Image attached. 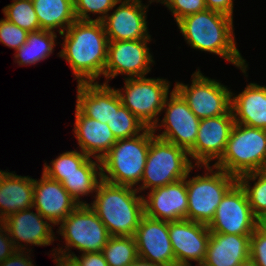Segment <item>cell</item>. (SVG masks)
<instances>
[{"mask_svg": "<svg viewBox=\"0 0 266 266\" xmlns=\"http://www.w3.org/2000/svg\"><path fill=\"white\" fill-rule=\"evenodd\" d=\"M60 35L65 39L58 54L69 63L78 84L104 75L108 38L101 21L76 20Z\"/></svg>", "mask_w": 266, "mask_h": 266, "instance_id": "1", "label": "cell"}, {"mask_svg": "<svg viewBox=\"0 0 266 266\" xmlns=\"http://www.w3.org/2000/svg\"><path fill=\"white\" fill-rule=\"evenodd\" d=\"M177 25L191 48L219 55L247 76L248 64L236 47L231 16L206 9L180 19Z\"/></svg>", "mask_w": 266, "mask_h": 266, "instance_id": "2", "label": "cell"}, {"mask_svg": "<svg viewBox=\"0 0 266 266\" xmlns=\"http://www.w3.org/2000/svg\"><path fill=\"white\" fill-rule=\"evenodd\" d=\"M136 188L104 180L98 183L95 200L88 204L111 236H134L145 215L144 196Z\"/></svg>", "mask_w": 266, "mask_h": 266, "instance_id": "3", "label": "cell"}, {"mask_svg": "<svg viewBox=\"0 0 266 266\" xmlns=\"http://www.w3.org/2000/svg\"><path fill=\"white\" fill-rule=\"evenodd\" d=\"M154 136L153 129L147 127L137 136L118 139L100 160L102 180L134 188L142 180Z\"/></svg>", "mask_w": 266, "mask_h": 266, "instance_id": "4", "label": "cell"}, {"mask_svg": "<svg viewBox=\"0 0 266 266\" xmlns=\"http://www.w3.org/2000/svg\"><path fill=\"white\" fill-rule=\"evenodd\" d=\"M214 166L237 178L266 170V130L234 123L225 151Z\"/></svg>", "mask_w": 266, "mask_h": 266, "instance_id": "5", "label": "cell"}, {"mask_svg": "<svg viewBox=\"0 0 266 266\" xmlns=\"http://www.w3.org/2000/svg\"><path fill=\"white\" fill-rule=\"evenodd\" d=\"M186 176L188 194L187 220L208 225L213 219L216 208L225 194L237 183V177L228 174L218 167L205 165L204 176ZM213 169H216L215 171Z\"/></svg>", "mask_w": 266, "mask_h": 266, "instance_id": "6", "label": "cell"}, {"mask_svg": "<svg viewBox=\"0 0 266 266\" xmlns=\"http://www.w3.org/2000/svg\"><path fill=\"white\" fill-rule=\"evenodd\" d=\"M59 225L57 233L63 236L66 246L65 249L55 248L52 255L72 258L73 252H70V248L73 247L82 253L102 252L111 237L106 226L88 204L78 205Z\"/></svg>", "mask_w": 266, "mask_h": 266, "instance_id": "7", "label": "cell"}, {"mask_svg": "<svg viewBox=\"0 0 266 266\" xmlns=\"http://www.w3.org/2000/svg\"><path fill=\"white\" fill-rule=\"evenodd\" d=\"M193 166L186 150L154 136L142 175L143 183L136 189L139 192L147 188L152 190L186 178Z\"/></svg>", "mask_w": 266, "mask_h": 266, "instance_id": "8", "label": "cell"}, {"mask_svg": "<svg viewBox=\"0 0 266 266\" xmlns=\"http://www.w3.org/2000/svg\"><path fill=\"white\" fill-rule=\"evenodd\" d=\"M170 83L162 78H125V87L116 89L122 105L129 109L148 128L159 123L157 117L163 111L169 94ZM124 94H123V93Z\"/></svg>", "mask_w": 266, "mask_h": 266, "instance_id": "9", "label": "cell"}, {"mask_svg": "<svg viewBox=\"0 0 266 266\" xmlns=\"http://www.w3.org/2000/svg\"><path fill=\"white\" fill-rule=\"evenodd\" d=\"M174 89L199 118L227 114L231 110V91L218 80L205 77L200 70L192 74V84L176 82Z\"/></svg>", "mask_w": 266, "mask_h": 266, "instance_id": "10", "label": "cell"}, {"mask_svg": "<svg viewBox=\"0 0 266 266\" xmlns=\"http://www.w3.org/2000/svg\"><path fill=\"white\" fill-rule=\"evenodd\" d=\"M257 220L245 190L237 182L222 198L207 227L211 233L252 235Z\"/></svg>", "mask_w": 266, "mask_h": 266, "instance_id": "11", "label": "cell"}, {"mask_svg": "<svg viewBox=\"0 0 266 266\" xmlns=\"http://www.w3.org/2000/svg\"><path fill=\"white\" fill-rule=\"evenodd\" d=\"M162 109H166L164 118L161 124H155L152 129L154 132L158 127L165 129L155 136L189 152L194 147L200 119L190 110L187 102L174 88L170 93V99L167 96Z\"/></svg>", "mask_w": 266, "mask_h": 266, "instance_id": "12", "label": "cell"}, {"mask_svg": "<svg viewBox=\"0 0 266 266\" xmlns=\"http://www.w3.org/2000/svg\"><path fill=\"white\" fill-rule=\"evenodd\" d=\"M151 39L108 41L107 61L104 77L109 79L118 74H125L128 78L144 77L151 70L154 63L147 43Z\"/></svg>", "mask_w": 266, "mask_h": 266, "instance_id": "13", "label": "cell"}, {"mask_svg": "<svg viewBox=\"0 0 266 266\" xmlns=\"http://www.w3.org/2000/svg\"><path fill=\"white\" fill-rule=\"evenodd\" d=\"M234 123L232 110L224 115L200 119L194 147L188 152L192 160H196L195 166L202 168L222 157Z\"/></svg>", "mask_w": 266, "mask_h": 266, "instance_id": "14", "label": "cell"}, {"mask_svg": "<svg viewBox=\"0 0 266 266\" xmlns=\"http://www.w3.org/2000/svg\"><path fill=\"white\" fill-rule=\"evenodd\" d=\"M168 230L176 266L190 265V260L204 262L211 234L206 224L183 219L168 222Z\"/></svg>", "mask_w": 266, "mask_h": 266, "instance_id": "15", "label": "cell"}, {"mask_svg": "<svg viewBox=\"0 0 266 266\" xmlns=\"http://www.w3.org/2000/svg\"><path fill=\"white\" fill-rule=\"evenodd\" d=\"M120 3L101 21L108 41L151 39L146 21L148 5L136 0H120Z\"/></svg>", "mask_w": 266, "mask_h": 266, "instance_id": "16", "label": "cell"}, {"mask_svg": "<svg viewBox=\"0 0 266 266\" xmlns=\"http://www.w3.org/2000/svg\"><path fill=\"white\" fill-rule=\"evenodd\" d=\"M133 237L139 257L160 266H176L168 222L144 215Z\"/></svg>", "mask_w": 266, "mask_h": 266, "instance_id": "17", "label": "cell"}, {"mask_svg": "<svg viewBox=\"0 0 266 266\" xmlns=\"http://www.w3.org/2000/svg\"><path fill=\"white\" fill-rule=\"evenodd\" d=\"M144 211L147 217L166 222L187 219L186 178L150 190L144 197Z\"/></svg>", "mask_w": 266, "mask_h": 266, "instance_id": "18", "label": "cell"}, {"mask_svg": "<svg viewBox=\"0 0 266 266\" xmlns=\"http://www.w3.org/2000/svg\"><path fill=\"white\" fill-rule=\"evenodd\" d=\"M31 209L11 214L2 221L16 250H26L27 248L24 246L27 247L29 244L38 247L51 245L54 242L55 233L52 230L51 222H48L49 220L44 218L37 210L36 213L31 212ZM19 241L28 245H23Z\"/></svg>", "mask_w": 266, "mask_h": 266, "instance_id": "19", "label": "cell"}, {"mask_svg": "<svg viewBox=\"0 0 266 266\" xmlns=\"http://www.w3.org/2000/svg\"><path fill=\"white\" fill-rule=\"evenodd\" d=\"M33 208L51 224H60L79 204L63 185L42 173L34 179Z\"/></svg>", "mask_w": 266, "mask_h": 266, "instance_id": "20", "label": "cell"}, {"mask_svg": "<svg viewBox=\"0 0 266 266\" xmlns=\"http://www.w3.org/2000/svg\"><path fill=\"white\" fill-rule=\"evenodd\" d=\"M74 133L81 152L89 157L101 158L116 143L113 132L107 123L89 118L75 108Z\"/></svg>", "mask_w": 266, "mask_h": 266, "instance_id": "21", "label": "cell"}, {"mask_svg": "<svg viewBox=\"0 0 266 266\" xmlns=\"http://www.w3.org/2000/svg\"><path fill=\"white\" fill-rule=\"evenodd\" d=\"M251 235L211 233L204 266H238L250 257Z\"/></svg>", "mask_w": 266, "mask_h": 266, "instance_id": "22", "label": "cell"}, {"mask_svg": "<svg viewBox=\"0 0 266 266\" xmlns=\"http://www.w3.org/2000/svg\"><path fill=\"white\" fill-rule=\"evenodd\" d=\"M233 95L231 93L234 122L266 130V86L250 83L241 93Z\"/></svg>", "mask_w": 266, "mask_h": 266, "instance_id": "23", "label": "cell"}, {"mask_svg": "<svg viewBox=\"0 0 266 266\" xmlns=\"http://www.w3.org/2000/svg\"><path fill=\"white\" fill-rule=\"evenodd\" d=\"M34 179L6 172L0 182V221L33 208Z\"/></svg>", "mask_w": 266, "mask_h": 266, "instance_id": "24", "label": "cell"}, {"mask_svg": "<svg viewBox=\"0 0 266 266\" xmlns=\"http://www.w3.org/2000/svg\"><path fill=\"white\" fill-rule=\"evenodd\" d=\"M76 101V108L89 118L108 123L113 116V88L107 83H79Z\"/></svg>", "mask_w": 266, "mask_h": 266, "instance_id": "25", "label": "cell"}, {"mask_svg": "<svg viewBox=\"0 0 266 266\" xmlns=\"http://www.w3.org/2000/svg\"><path fill=\"white\" fill-rule=\"evenodd\" d=\"M40 28L59 34L76 21L73 0H32Z\"/></svg>", "mask_w": 266, "mask_h": 266, "instance_id": "26", "label": "cell"}, {"mask_svg": "<svg viewBox=\"0 0 266 266\" xmlns=\"http://www.w3.org/2000/svg\"><path fill=\"white\" fill-rule=\"evenodd\" d=\"M102 180L101 163L99 159L91 157L78 168V172L72 173L61 182L67 192L80 204H88L80 201V197L95 193L98 183Z\"/></svg>", "mask_w": 266, "mask_h": 266, "instance_id": "27", "label": "cell"}, {"mask_svg": "<svg viewBox=\"0 0 266 266\" xmlns=\"http://www.w3.org/2000/svg\"><path fill=\"white\" fill-rule=\"evenodd\" d=\"M57 35L50 30H37L28 33L27 40L15 54L19 66L32 65L50 56L55 47Z\"/></svg>", "mask_w": 266, "mask_h": 266, "instance_id": "28", "label": "cell"}, {"mask_svg": "<svg viewBox=\"0 0 266 266\" xmlns=\"http://www.w3.org/2000/svg\"><path fill=\"white\" fill-rule=\"evenodd\" d=\"M107 124L117 140L137 136L147 128L129 109L122 105L120 96L114 88L113 116Z\"/></svg>", "mask_w": 266, "mask_h": 266, "instance_id": "29", "label": "cell"}, {"mask_svg": "<svg viewBox=\"0 0 266 266\" xmlns=\"http://www.w3.org/2000/svg\"><path fill=\"white\" fill-rule=\"evenodd\" d=\"M102 254L108 266H127L139 257L133 236H111Z\"/></svg>", "mask_w": 266, "mask_h": 266, "instance_id": "30", "label": "cell"}, {"mask_svg": "<svg viewBox=\"0 0 266 266\" xmlns=\"http://www.w3.org/2000/svg\"><path fill=\"white\" fill-rule=\"evenodd\" d=\"M253 187L250 181H256ZM237 182L245 190L253 214L258 219L266 213V170L243 174Z\"/></svg>", "mask_w": 266, "mask_h": 266, "instance_id": "31", "label": "cell"}, {"mask_svg": "<svg viewBox=\"0 0 266 266\" xmlns=\"http://www.w3.org/2000/svg\"><path fill=\"white\" fill-rule=\"evenodd\" d=\"M89 158V156L81 151H66L52 160L50 163L51 166L45 163L43 173L49 178L61 183L66 176L78 172V168Z\"/></svg>", "mask_w": 266, "mask_h": 266, "instance_id": "32", "label": "cell"}, {"mask_svg": "<svg viewBox=\"0 0 266 266\" xmlns=\"http://www.w3.org/2000/svg\"><path fill=\"white\" fill-rule=\"evenodd\" d=\"M2 11L8 21L27 32L41 29L32 0H13Z\"/></svg>", "mask_w": 266, "mask_h": 266, "instance_id": "33", "label": "cell"}, {"mask_svg": "<svg viewBox=\"0 0 266 266\" xmlns=\"http://www.w3.org/2000/svg\"><path fill=\"white\" fill-rule=\"evenodd\" d=\"M76 20L102 21L110 10H113L120 0H73ZM90 13L99 14L96 19H91Z\"/></svg>", "mask_w": 266, "mask_h": 266, "instance_id": "34", "label": "cell"}, {"mask_svg": "<svg viewBox=\"0 0 266 266\" xmlns=\"http://www.w3.org/2000/svg\"><path fill=\"white\" fill-rule=\"evenodd\" d=\"M28 33L6 18L0 20V42L5 46L17 50L26 42Z\"/></svg>", "mask_w": 266, "mask_h": 266, "instance_id": "35", "label": "cell"}, {"mask_svg": "<svg viewBox=\"0 0 266 266\" xmlns=\"http://www.w3.org/2000/svg\"><path fill=\"white\" fill-rule=\"evenodd\" d=\"M165 6L174 15L176 23L186 16L207 9L204 0H166Z\"/></svg>", "mask_w": 266, "mask_h": 266, "instance_id": "36", "label": "cell"}, {"mask_svg": "<svg viewBox=\"0 0 266 266\" xmlns=\"http://www.w3.org/2000/svg\"><path fill=\"white\" fill-rule=\"evenodd\" d=\"M250 257L257 266H266V234L258 227L250 237Z\"/></svg>", "mask_w": 266, "mask_h": 266, "instance_id": "37", "label": "cell"}, {"mask_svg": "<svg viewBox=\"0 0 266 266\" xmlns=\"http://www.w3.org/2000/svg\"><path fill=\"white\" fill-rule=\"evenodd\" d=\"M72 259L78 266H108L102 252L82 253L79 257L73 253Z\"/></svg>", "mask_w": 266, "mask_h": 266, "instance_id": "38", "label": "cell"}, {"mask_svg": "<svg viewBox=\"0 0 266 266\" xmlns=\"http://www.w3.org/2000/svg\"><path fill=\"white\" fill-rule=\"evenodd\" d=\"M15 251L8 230L0 221V263L9 258Z\"/></svg>", "mask_w": 266, "mask_h": 266, "instance_id": "39", "label": "cell"}, {"mask_svg": "<svg viewBox=\"0 0 266 266\" xmlns=\"http://www.w3.org/2000/svg\"><path fill=\"white\" fill-rule=\"evenodd\" d=\"M26 253L24 250H16L9 258L1 262L0 266H34L30 256Z\"/></svg>", "mask_w": 266, "mask_h": 266, "instance_id": "40", "label": "cell"}, {"mask_svg": "<svg viewBox=\"0 0 266 266\" xmlns=\"http://www.w3.org/2000/svg\"><path fill=\"white\" fill-rule=\"evenodd\" d=\"M207 9L214 10L233 18V0H204Z\"/></svg>", "mask_w": 266, "mask_h": 266, "instance_id": "41", "label": "cell"}, {"mask_svg": "<svg viewBox=\"0 0 266 266\" xmlns=\"http://www.w3.org/2000/svg\"><path fill=\"white\" fill-rule=\"evenodd\" d=\"M56 266H78L72 258L54 255Z\"/></svg>", "mask_w": 266, "mask_h": 266, "instance_id": "42", "label": "cell"}, {"mask_svg": "<svg viewBox=\"0 0 266 266\" xmlns=\"http://www.w3.org/2000/svg\"><path fill=\"white\" fill-rule=\"evenodd\" d=\"M127 266H160L159 264L152 263L149 260L143 259L141 257H138L135 259L132 263H130Z\"/></svg>", "mask_w": 266, "mask_h": 266, "instance_id": "43", "label": "cell"}, {"mask_svg": "<svg viewBox=\"0 0 266 266\" xmlns=\"http://www.w3.org/2000/svg\"><path fill=\"white\" fill-rule=\"evenodd\" d=\"M257 227L266 234V213L258 218Z\"/></svg>", "mask_w": 266, "mask_h": 266, "instance_id": "44", "label": "cell"}, {"mask_svg": "<svg viewBox=\"0 0 266 266\" xmlns=\"http://www.w3.org/2000/svg\"><path fill=\"white\" fill-rule=\"evenodd\" d=\"M238 266H257V264L251 257H249L244 261H241Z\"/></svg>", "mask_w": 266, "mask_h": 266, "instance_id": "45", "label": "cell"}, {"mask_svg": "<svg viewBox=\"0 0 266 266\" xmlns=\"http://www.w3.org/2000/svg\"><path fill=\"white\" fill-rule=\"evenodd\" d=\"M136 1H138V2H141V3H142V1H141V0H136ZM155 1H156L157 3L161 1L160 3H162V4H164V5H165V3H166V0H149L150 4H151L152 2H155Z\"/></svg>", "mask_w": 266, "mask_h": 266, "instance_id": "46", "label": "cell"}, {"mask_svg": "<svg viewBox=\"0 0 266 266\" xmlns=\"http://www.w3.org/2000/svg\"><path fill=\"white\" fill-rule=\"evenodd\" d=\"M5 173H6V171L0 170V182H1V180H2V178H3Z\"/></svg>", "mask_w": 266, "mask_h": 266, "instance_id": "47", "label": "cell"}, {"mask_svg": "<svg viewBox=\"0 0 266 266\" xmlns=\"http://www.w3.org/2000/svg\"><path fill=\"white\" fill-rule=\"evenodd\" d=\"M186 266H191V264L190 265H186ZM196 266H204L203 264H197Z\"/></svg>", "mask_w": 266, "mask_h": 266, "instance_id": "48", "label": "cell"}]
</instances>
